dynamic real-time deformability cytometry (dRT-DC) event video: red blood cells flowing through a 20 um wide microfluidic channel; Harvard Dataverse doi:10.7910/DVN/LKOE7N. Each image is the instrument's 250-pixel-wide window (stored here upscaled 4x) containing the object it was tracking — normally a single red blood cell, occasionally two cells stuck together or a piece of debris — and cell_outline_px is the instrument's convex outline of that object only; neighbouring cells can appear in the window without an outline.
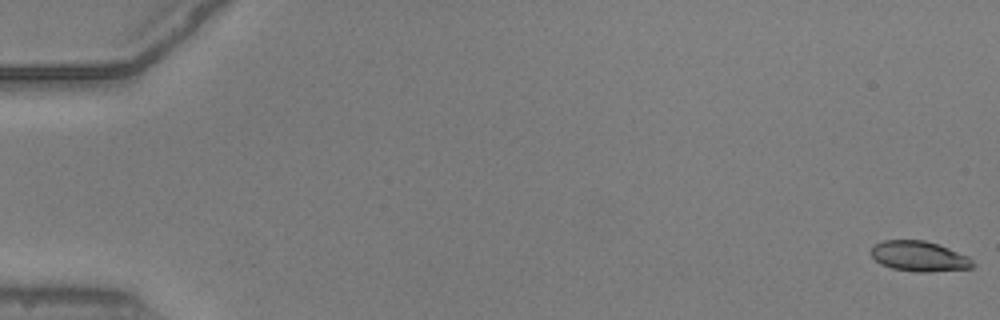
{"species": "common noctule bat (a hibernating species)", "species_latin": "Nyctalus noctula", "temperature_condition": "warm", "stored_images_in_passage": 15, "camera_frame_rate_fps": 3000, "um_per_image_px": 0.085, "animal": {"sex": "male", "body_mass_g": 20.5, "forearm_length_mm": 52.5}, "frame": {"image": 1, "passage_image": 1, "time_ms": 0.0, "image_size_px": [1000, 320], "cell_outline_px": [[976, 264], [972, 268], [932, 272], [916, 272], [892, 268], [880, 264], [868, 252], [872, 244], [884, 240], [924, 240], [948, 248], [968, 256]], "centroid_in_image_um": [78.09, 21.78], "position_along_channel_um": 6.9, "area_um2": 18.15}}
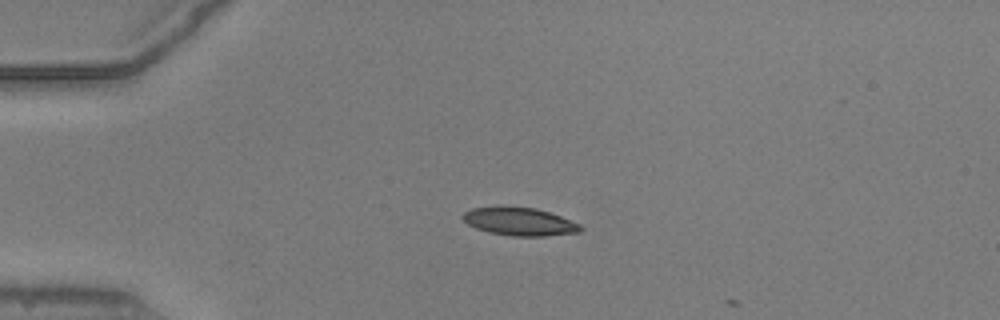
{"frame": {"image": 2, "passage_image": 14, "time_ms": 4.333, "image_size_px": [1000, 320], "cell_outline_px": [[584, 228], [580, 232], [544, 236], [512, 236], [488, 232], [476, 228], [468, 224], [460, 216], [464, 212], [472, 208], [536, 208], [560, 216], [580, 224]], "centroid_in_image_um": [44.18, 18.86], "position_along_channel_um": 40.8, "area_um2": 18.79}}